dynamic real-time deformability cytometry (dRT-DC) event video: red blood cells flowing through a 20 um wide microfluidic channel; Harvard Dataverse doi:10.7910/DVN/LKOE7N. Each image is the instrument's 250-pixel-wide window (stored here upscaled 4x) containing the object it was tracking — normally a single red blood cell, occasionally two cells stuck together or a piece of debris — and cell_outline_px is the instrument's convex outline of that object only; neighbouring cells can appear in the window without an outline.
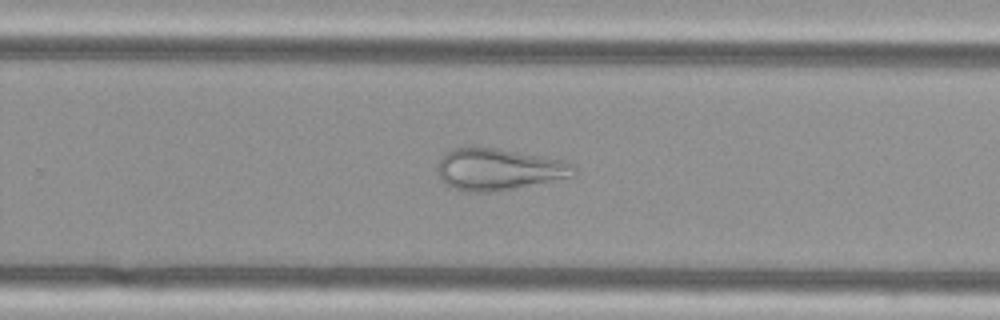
{"species": "Egyptian fruit bat (a non-hibernating species)", "species_latin": "Rousettus aegyptiacus", "temperature_condition": "cold", "stored_images_in_passage": 44, "camera_frame_rate_fps": 3000, "um_per_image_px": 0.085, "animal": {"sex": "female"}, "frame": {"image": 1, "passage_image": 25, "time_ms": 8.0, "image_size_px": [1000, 320], "cell_outline_px": [[576, 176], [492, 192], [464, 192], [452, 188], [440, 180], [436, 168], [440, 160], [452, 148], [460, 144], [472, 144], [496, 148], [564, 160], [576, 164]], "centroid_in_image_um": [42.35, 14.36], "position_along_channel_um": 287.5, "area_um2": 33.93}}
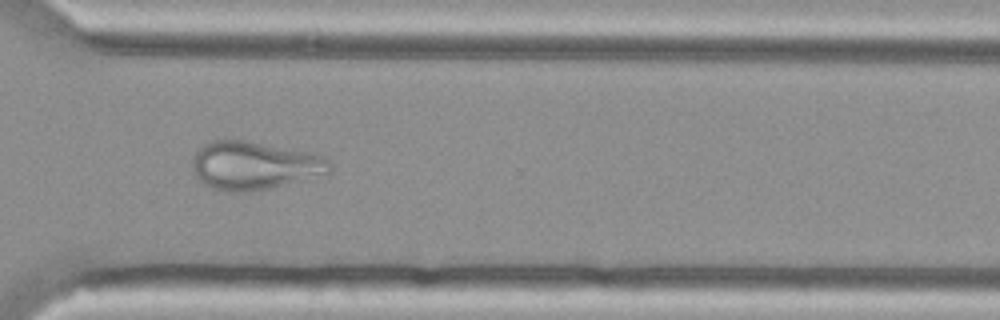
{"frame": {"image": 2, "passage_image": 30, "time_ms": 9.667, "image_size_px": [1000, 320], "cell_outline_px": [[332, 168], [328, 172], [284, 184], [268, 188], [244, 192], [224, 192], [208, 188], [196, 176], [192, 168], [192, 156], [204, 144], [212, 140], [224, 136], [324, 156], [332, 164]], "centroid_in_image_um": [21.49, 14.05], "position_along_channel_um": 349.1, "area_um2": 38.49}}
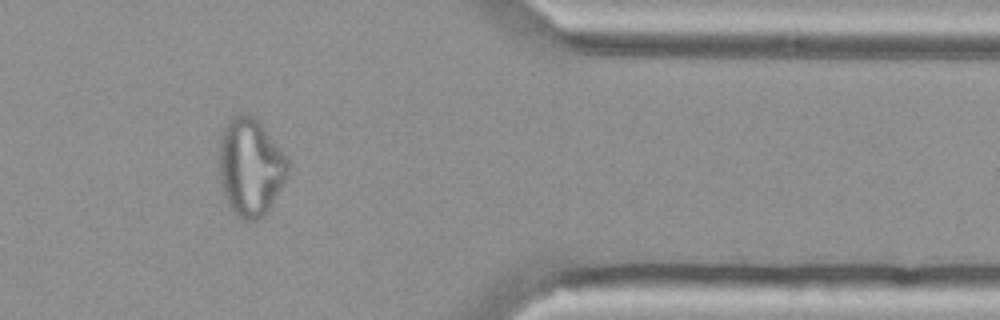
{"frame": {"image": 3, "passage_image": 35, "time_ms": 11.333, "image_size_px": [1000, 320], "cell_outline_px": [[288, 176], [284, 184], [268, 212], [264, 216], [256, 220], [244, 220], [236, 216], [232, 212], [228, 204], [220, 180], [220, 140], [224, 128], [228, 120], [232, 116], [240, 112], [248, 112], [260, 124], [288, 156]], "centroid_in_image_um": [21.31, 14.21], "position_along_channel_um": 390.1, "area_um2": 39.36}}